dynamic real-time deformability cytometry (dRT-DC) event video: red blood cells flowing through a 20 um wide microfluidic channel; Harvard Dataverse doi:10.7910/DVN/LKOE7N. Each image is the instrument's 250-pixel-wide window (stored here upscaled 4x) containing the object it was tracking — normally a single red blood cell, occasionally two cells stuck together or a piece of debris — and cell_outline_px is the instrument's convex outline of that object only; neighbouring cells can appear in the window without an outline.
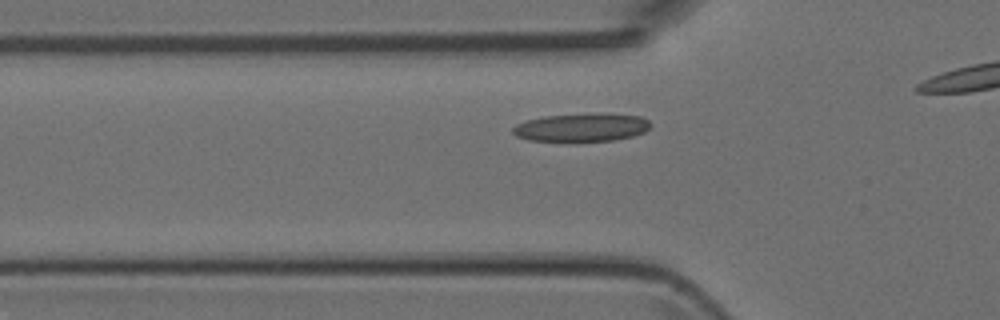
{"species": "Egyptian fruit bat (a non-hibernating species)", "species_latin": "Rousettus aegyptiacus", "temperature_condition": "room temperature", "stored_images_in_passage": 23, "camera_frame_rate_fps": 3000, "um_per_image_px": 0.085, "animal": {"sex": "female"}, "frame": {"image": 1, "passage_image": 8, "time_ms": 2.333, "image_size_px": [1000, 320], "cell_outline_px": [[652, 124], [644, 132], [632, 136], [612, 140], [528, 140], [516, 136], [512, 132], [512, 128], [516, 124], [528, 120], [544, 116], [640, 116], [648, 120]], "centroid_in_image_um": [49.38, 10.87], "position_along_channel_um": 76.4, "area_um2": 21.1}}
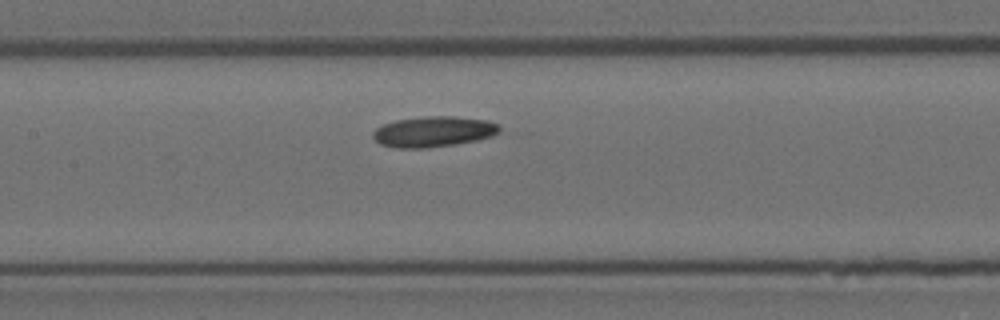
{"frame": {"image": 2, "passage_image": 15, "time_ms": 4.667, "image_size_px": [1000, 320], "cell_outline_px": [[500, 132], [492, 136], [476, 140], [452, 144], [424, 148], [396, 148], [380, 144], [372, 136], [372, 132], [376, 128], [384, 124], [396, 120], [428, 116], [456, 116], [484, 120], [500, 124]], "centroid_in_image_um": [36.84, 11.18], "position_along_channel_um": 170.6, "area_um2": 22.43}}
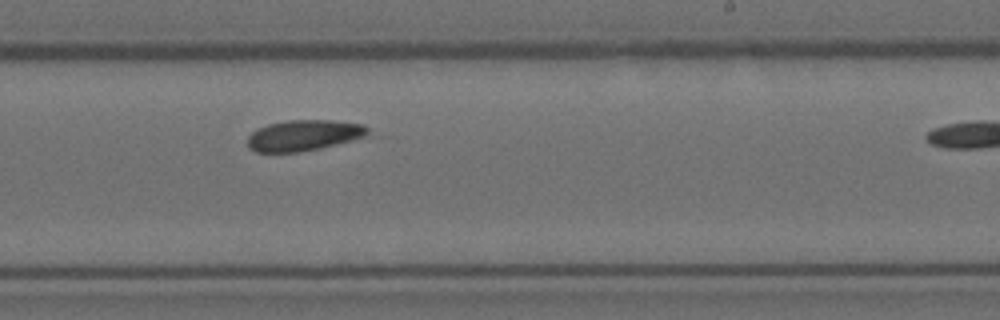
{"frame": {"image": 3, "passage_image": 22, "time_ms": 7.0, "image_size_px": [1000, 320], "cell_outline_px": [[368, 132], [364, 136], [336, 144], [320, 148], [300, 152], [256, 152], [248, 148], [248, 136], [252, 132], [268, 124], [288, 120], [332, 120], [364, 124], [368, 128]], "centroid_in_image_um": [25.79, 11.5], "position_along_channel_um": 263.2, "area_um2": 21.44}}